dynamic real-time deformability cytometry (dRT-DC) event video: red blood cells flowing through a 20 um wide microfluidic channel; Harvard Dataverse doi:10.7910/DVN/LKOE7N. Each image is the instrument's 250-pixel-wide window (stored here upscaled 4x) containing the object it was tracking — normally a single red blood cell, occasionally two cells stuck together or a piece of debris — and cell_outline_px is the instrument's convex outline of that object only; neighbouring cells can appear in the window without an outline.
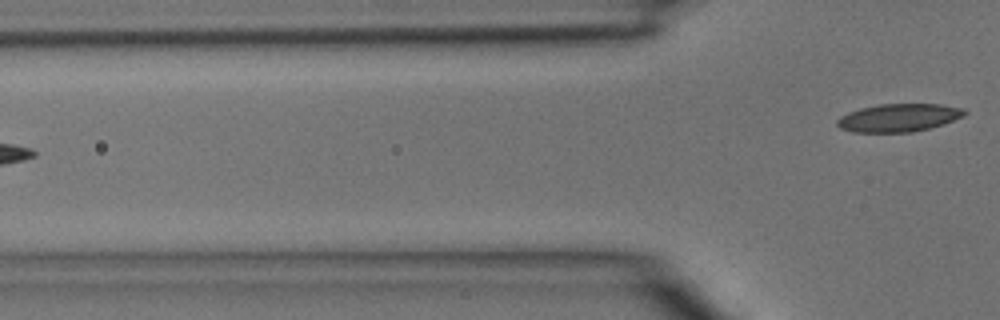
{"species": "common noctule bat (a hibernating species)", "species_latin": "Nyctalus noctula", "temperature_condition": "room temperature", "stored_images_in_passage": 3, "camera_frame_rate_fps": 3000, "um_per_image_px": 0.085, "animal": {"sex": "male", "body_mass_g": 15.6}, "frame": {"image": 1, "passage_image": 3, "time_ms": 0.667, "image_size_px": [1000, 320], "cell_outline_px": [[968, 112], [964, 116], [944, 124], [912, 132], [852, 132], [840, 128], [836, 124], [836, 120], [840, 116], [848, 112], [860, 108], [880, 104], [940, 104], [964, 108]], "centroid_in_image_um": [76.39, 10.0], "position_along_channel_um": 49.4, "area_um2": 20.87}}